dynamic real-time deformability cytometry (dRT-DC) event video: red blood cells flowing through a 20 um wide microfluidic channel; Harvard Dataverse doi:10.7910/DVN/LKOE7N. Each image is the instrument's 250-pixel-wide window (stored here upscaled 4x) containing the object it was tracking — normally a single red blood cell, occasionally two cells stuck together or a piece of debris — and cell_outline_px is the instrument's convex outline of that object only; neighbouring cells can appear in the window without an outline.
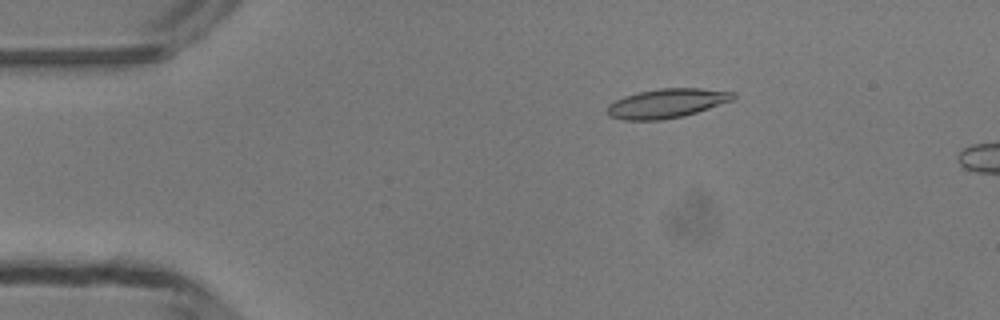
{"species": "common noctule bat (a hibernating species)", "species_latin": "Nyctalus noctula", "temperature_condition": "room temperature", "stored_images_in_passage": 12, "camera_frame_rate_fps": 3000, "um_per_image_px": 0.085, "animal": {"sex": "male", "body_mass_g": 13.3}, "frame": {"image": 1, "passage_image": 9, "time_ms": 2.667, "image_size_px": [1000, 320], "cell_outline_px": [[736, 96], [732, 100], [684, 116], [660, 120], [624, 120], [608, 116], [608, 104], [624, 96], [640, 92], [660, 88], [700, 88], [736, 92]], "centroid_in_image_um": [56.67, 8.78], "position_along_channel_um": 28.3, "area_um2": 21.33}}